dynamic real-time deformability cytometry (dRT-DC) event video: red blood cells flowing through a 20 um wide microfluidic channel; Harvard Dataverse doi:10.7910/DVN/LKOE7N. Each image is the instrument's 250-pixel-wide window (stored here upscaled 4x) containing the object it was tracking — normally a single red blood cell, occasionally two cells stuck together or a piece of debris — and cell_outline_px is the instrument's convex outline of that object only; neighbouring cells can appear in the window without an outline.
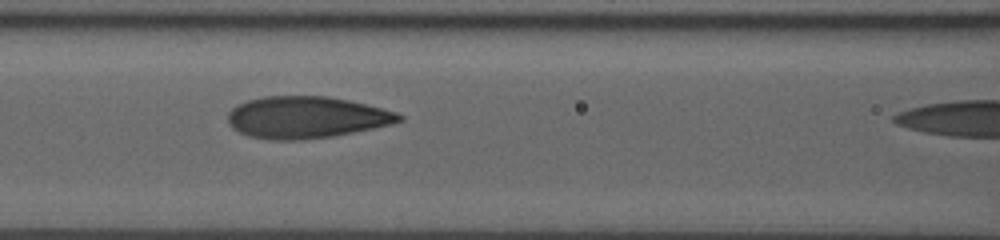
{"species": "human", "species_latin": "Homo sapiens", "temperature_condition": "room temperature", "stored_images_in_passage": 41, "camera_frame_rate_fps": 3000, "um_per_image_px": 0.085, "donor": {"sex": "male"}, "frame": {"image": 1, "passage_image": 21, "time_ms": 6.667, "image_size_px": [1000, 240], "cell_outline_px": [[404, 120], [392, 124], [332, 136], [300, 140], [272, 140], [248, 136], [232, 128], [228, 124], [228, 112], [232, 108], [248, 100], [264, 96], [328, 96], [348, 100], [396, 112], [404, 116]], "centroid_in_image_um": [26.01, 9.97], "position_along_channel_um": 140.6, "area_um2": 41.56}}
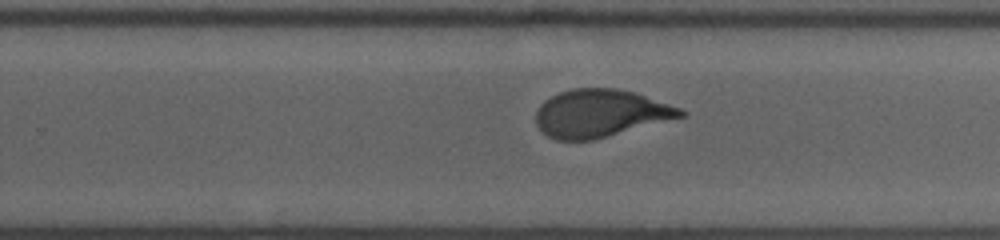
{"frame": {"image": 2, "passage_image": 31, "time_ms": 10.0, "image_size_px": [1000, 240], "cell_outline_px": [[688, 112], [684, 116], [592, 140], [556, 140], [548, 136], [536, 124], [536, 112], [540, 104], [544, 100], [560, 92], [572, 88], [616, 88], [636, 92], [680, 108]], "centroid_in_image_um": [51.02, 9.62], "position_along_channel_um": 278.8, "area_um2": 39.94}}
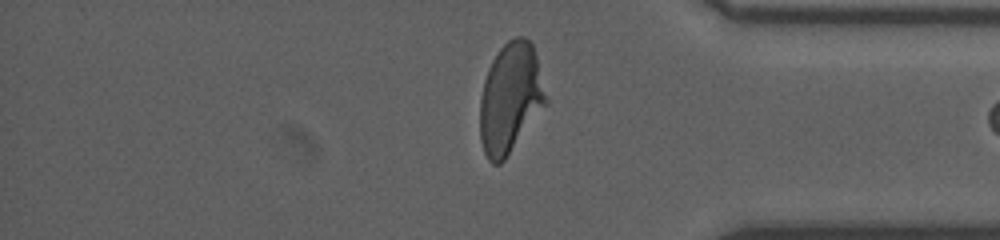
{"frame": {"image": 3, "passage_image": 40, "time_ms": 13.0, "image_size_px": [1000, 240], "cell_outline_px": [[548, 104], [504, 160], [500, 164], [492, 164], [488, 160], [484, 152], [480, 140], [480, 100], [484, 80], [488, 68], [492, 60], [500, 48], [508, 40], [516, 36], [524, 36], [532, 44], [536, 56], [548, 100]], "centroid_in_image_um": [43.38, 8.36], "position_along_channel_um": 391.8, "area_um2": 42.48}}